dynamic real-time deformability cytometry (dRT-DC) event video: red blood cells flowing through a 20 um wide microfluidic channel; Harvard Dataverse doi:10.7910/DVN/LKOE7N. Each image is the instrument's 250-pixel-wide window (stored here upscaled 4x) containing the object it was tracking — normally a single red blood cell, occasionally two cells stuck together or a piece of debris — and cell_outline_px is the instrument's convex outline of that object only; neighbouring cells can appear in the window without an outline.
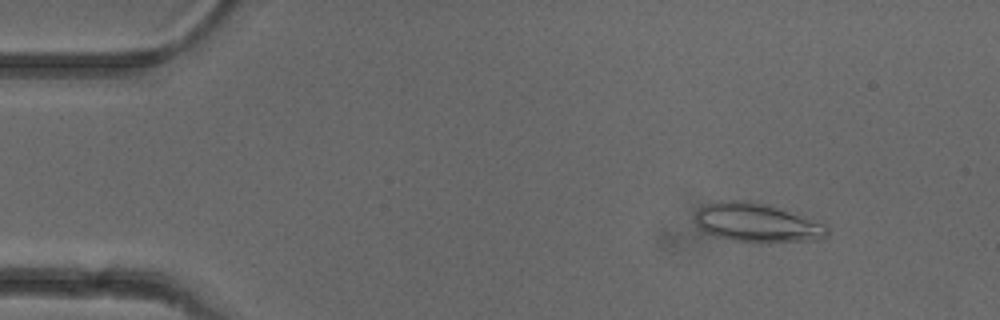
{"species": "common noctule bat (a hibernating species)", "species_latin": "Nyctalus noctula", "temperature_condition": "cold", "stored_images_in_passage": 47, "camera_frame_rate_fps": 3000, "um_per_image_px": 0.085, "animal": {"sex": "female"}, "frame": {"image": 1, "passage_image": 2, "time_ms": 0.333, "image_size_px": [1000, 320], "cell_outline_px": [[828, 236], [816, 240], [760, 244], [736, 240], [716, 236], [704, 232], [696, 224], [696, 212], [700, 208], [708, 204], [720, 200], [748, 200], [768, 204], [824, 224], [828, 228]], "centroid_in_image_um": [64.35, 18.95], "position_along_channel_um": 20.7, "area_um2": 30.11}}
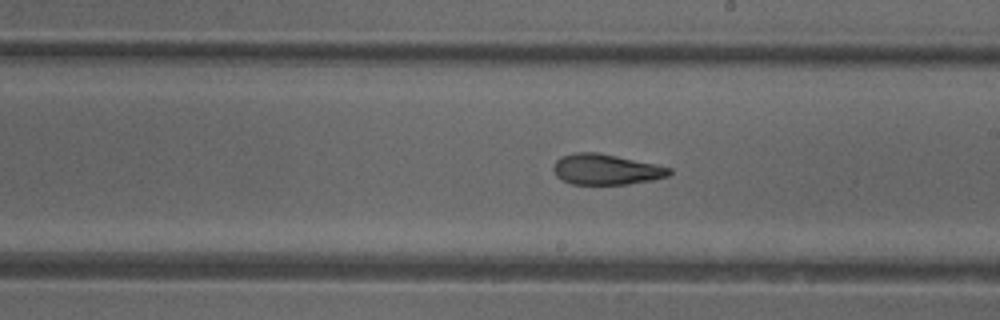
{"frame": {"image": 2, "passage_image": 25, "time_ms": 8.0, "image_size_px": [1000, 320], "cell_outline_px": [[672, 172], [668, 176], [652, 180], [628, 184], [572, 184], [556, 176], [552, 168], [556, 160], [560, 156], [576, 152], [596, 152], [656, 164], [672, 168]], "centroid_in_image_um": [51.51, 14.4], "position_along_channel_um": 237.5, "area_um2": 20.63}}
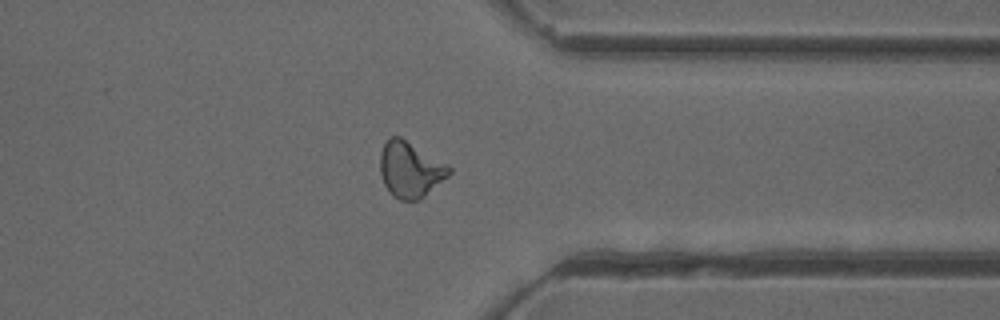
{"frame": {"image": 3, "passage_image": 36, "time_ms": 11.667, "image_size_px": [1000, 320], "cell_outline_px": [[452, 172], [448, 176], [420, 200], [400, 200], [392, 196], [388, 192], [384, 184], [380, 172], [380, 152], [388, 136], [400, 136], [448, 164], [452, 168]], "centroid_in_image_um": [34.86, 14.41], "position_along_channel_um": 376.5, "area_um2": 22.66}, "authors_computed_cell_mechanics": {"area_um2": 21.7906, "velocity_mm_per_s": 3.9471, "shape_relaxation_time_tau1_ms": 7.1527, "shape_relaxation_time_tau2_ms": 2.4267, "deformation_change_tau1": 0.175, "deformation_change_tau2": 0.1032}}